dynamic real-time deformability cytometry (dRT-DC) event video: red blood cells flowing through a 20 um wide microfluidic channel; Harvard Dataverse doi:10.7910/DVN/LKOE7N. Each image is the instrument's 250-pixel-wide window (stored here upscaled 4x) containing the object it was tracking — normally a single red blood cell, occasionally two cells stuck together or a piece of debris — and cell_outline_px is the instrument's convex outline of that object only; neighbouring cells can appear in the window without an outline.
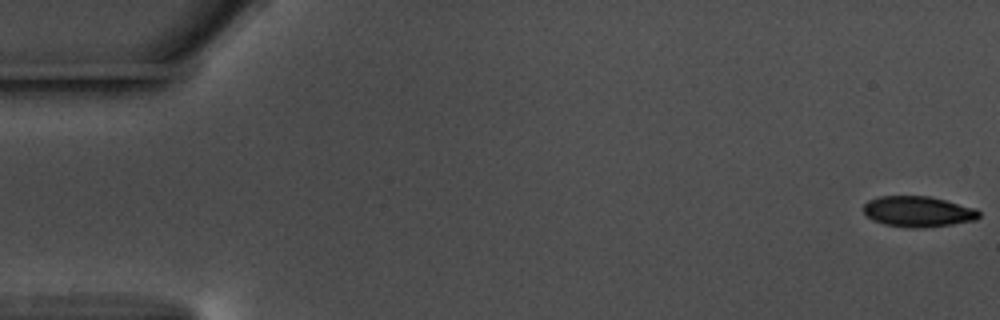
{"species": "common noctule bat (a hibernating species)", "species_latin": "Nyctalus noctula", "temperature_condition": "warm", "stored_images_in_passage": 58, "camera_frame_rate_fps": 3000, "um_per_image_px": 0.085, "animal": {"sex": "male", "body_mass_g": 17.5, "forearm_length_mm": 52.3}, "frame": {"image": 1, "passage_image": 1, "time_ms": 0.0, "image_size_px": [1000, 320], "cell_outline_px": [[980, 216], [976, 220], [952, 224], [924, 228], [912, 228], [884, 224], [872, 220], [864, 212], [864, 204], [868, 200], [880, 196], [928, 196], [976, 208], [980, 212]], "centroid_in_image_um": [78.04, 17.98], "position_along_channel_um": 7.0, "area_um2": 20.63}}
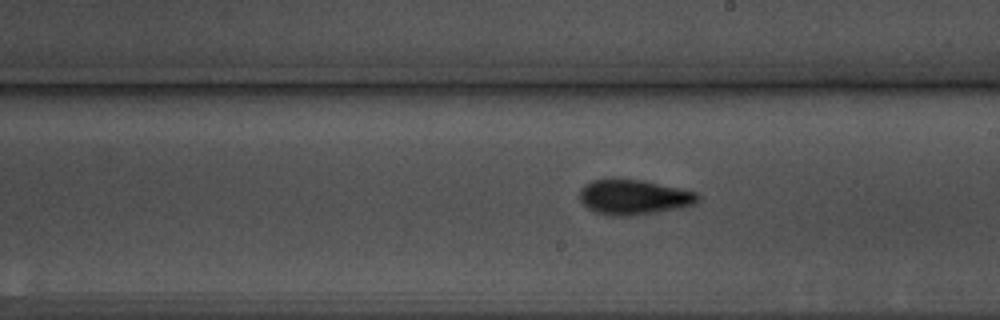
{"frame": {"image": 2, "passage_image": 33, "time_ms": 10.667, "image_size_px": [1000, 320], "cell_outline_px": [[700, 200], [692, 204], [632, 216], [612, 216], [596, 212], [588, 208], [580, 200], [580, 188], [584, 184], [592, 180], [644, 180], [696, 192], [700, 196]], "centroid_in_image_um": [53.83, 16.75], "position_along_channel_um": 235.2, "area_um2": 23.58}}
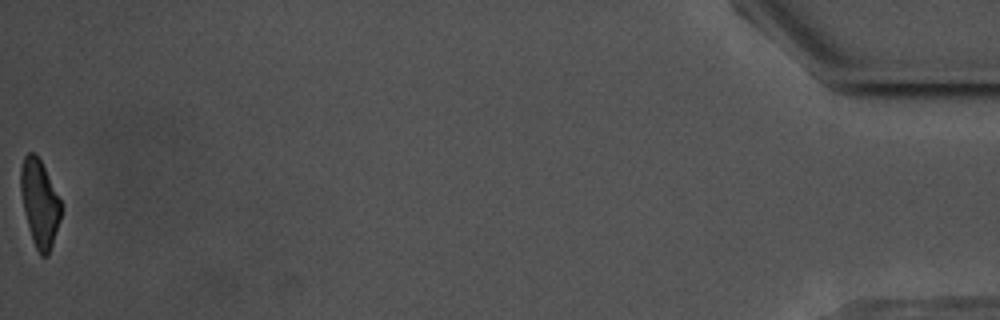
{"frame": {"image": 3, "passage_image": 58, "time_ms": 19.0, "image_size_px": [1000, 320], "cell_outline_px": [[60, 220], [48, 256], [40, 256], [32, 240], [24, 212], [20, 188], [20, 168], [24, 156], [28, 152], [36, 152], [60, 200]], "centroid_in_image_um": [3.34, 17.26], "position_along_channel_um": 431.9, "area_um2": 20.17}, "authors_computed_cell_mechanics": {"area_um2": 22.3397, "velocity_mm_per_s": 3.5804, "shape_relaxation_time_tau1_ms": 2.895, "shape_relaxation_time_tau2_ms": 1.8016, "deformation_change_tau1": 0.1307, "deformation_change_tau2": 0.0788}}